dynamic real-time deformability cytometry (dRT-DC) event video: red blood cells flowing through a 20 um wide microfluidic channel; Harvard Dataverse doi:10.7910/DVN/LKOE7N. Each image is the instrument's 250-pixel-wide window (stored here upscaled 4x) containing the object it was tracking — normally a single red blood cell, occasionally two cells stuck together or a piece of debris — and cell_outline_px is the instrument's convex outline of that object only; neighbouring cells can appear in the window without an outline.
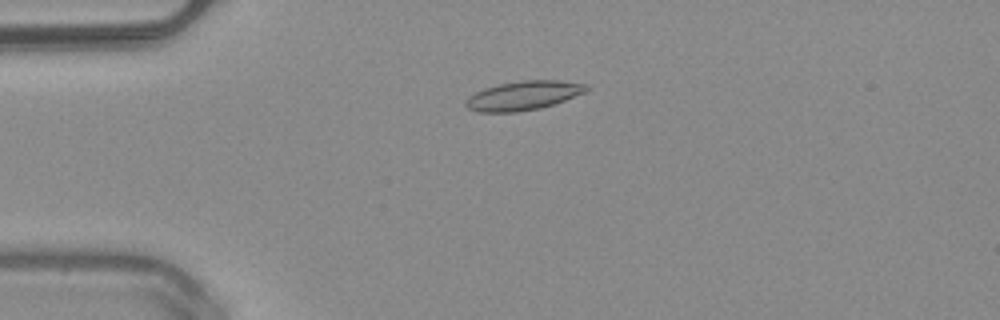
{"species": "common noctule bat (a hibernating species)", "species_latin": "Nyctalus noctula", "temperature_condition": "warm", "stored_images_in_passage": 51, "camera_frame_rate_fps": 3000, "um_per_image_px": 0.085, "animal": {"sex": "male", "body_mass_g": 20.4}, "frame": {"image": 1, "passage_image": 13, "time_ms": 4.0, "image_size_px": [1000, 320], "cell_outline_px": [[592, 88], [584, 92], [556, 104], [540, 108], [516, 112], [476, 112], [468, 108], [464, 104], [468, 96], [484, 88], [500, 84], [520, 80], [560, 80], [588, 84]], "centroid_in_image_um": [44.51, 8.12], "position_along_channel_um": 40.5, "area_um2": 20.63}}
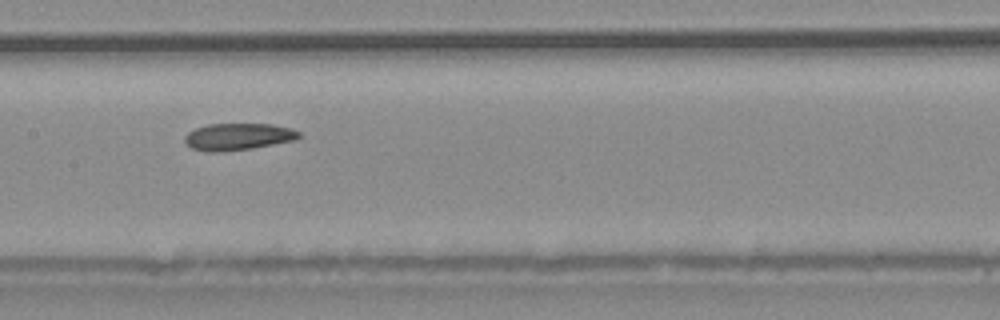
{"frame": {"image": 2, "passage_image": 26, "time_ms": 8.333, "image_size_px": [1000, 320], "cell_outline_px": [[300, 136], [296, 140], [252, 148], [216, 152], [208, 152], [192, 148], [184, 140], [184, 136], [188, 132], [196, 128], [208, 124], [272, 124], [292, 128], [300, 132]], "centroid_in_image_um": [20.25, 11.61], "position_along_channel_um": 187.1, "area_um2": 17.86}}
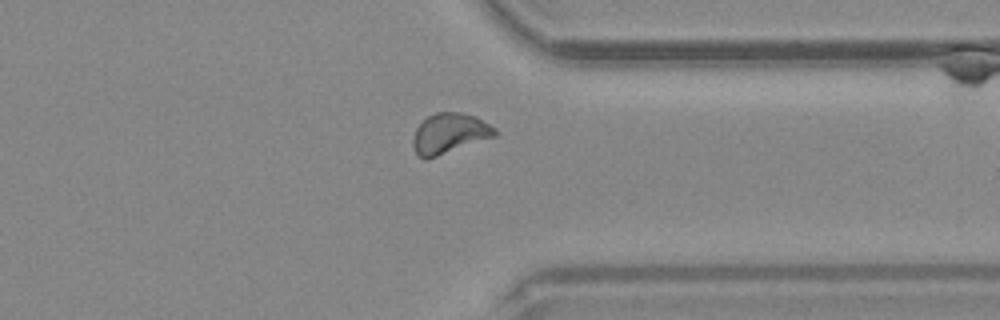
{"frame": {"image": 3, "passage_image": 40, "time_ms": 13.0, "image_size_px": [1000, 320], "cell_outline_px": [[496, 136], [424, 160], [416, 152], [412, 144], [412, 140], [416, 128], [428, 116], [436, 112], [460, 112], [476, 116], [496, 128]], "centroid_in_image_um": [38.2, 11.33], "position_along_channel_um": 373.2, "area_um2": 19.02}, "authors_computed_cell_mechanics": {"area_um2": 18.9584, "velocity_mm_per_s": 4.0275, "shape_relaxation_time_tau1_ms": null, "shape_relaxation_time_tau2_ms": 5.0642, "deformation_change_tau1": null, "deformation_change_tau2": 0.097}}